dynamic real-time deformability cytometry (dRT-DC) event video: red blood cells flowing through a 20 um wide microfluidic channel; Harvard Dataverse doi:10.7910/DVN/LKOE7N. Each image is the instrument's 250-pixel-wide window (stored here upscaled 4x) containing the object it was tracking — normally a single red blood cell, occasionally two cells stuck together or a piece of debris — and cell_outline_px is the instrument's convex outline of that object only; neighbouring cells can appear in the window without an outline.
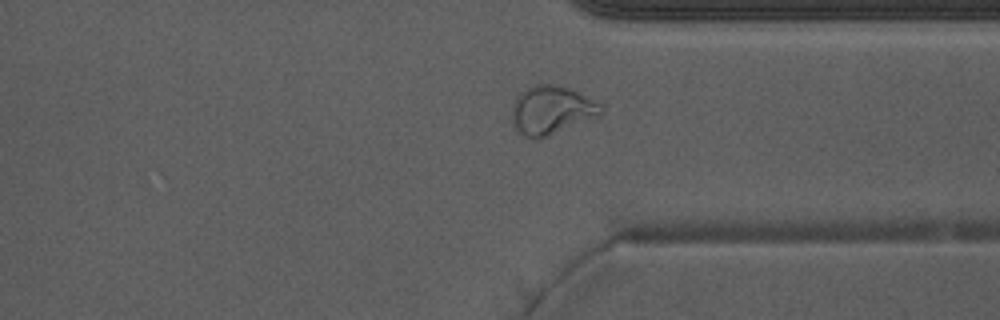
{"species": "Egyptian fruit bat (a non-hibernating species)", "species_latin": "Rousettus aegyptiacus", "temperature_condition": "warm", "stored_images_in_passage": 28, "camera_frame_rate_fps": 3000, "um_per_image_px": 0.085, "animal": {"sex": "male"}, "frame": {"image": 1, "passage_image": 27, "time_ms": 8.667, "image_size_px": [1000, 320], "cell_outline_px": [[604, 112], [600, 116], [548, 136], [536, 140], [532, 140], [524, 136], [512, 124], [512, 104], [516, 96], [520, 92], [536, 84], [556, 84], [568, 88], [604, 104]], "centroid_in_image_um": [46.89, 9.37], "position_along_channel_um": 364.5, "area_um2": 25.55}}